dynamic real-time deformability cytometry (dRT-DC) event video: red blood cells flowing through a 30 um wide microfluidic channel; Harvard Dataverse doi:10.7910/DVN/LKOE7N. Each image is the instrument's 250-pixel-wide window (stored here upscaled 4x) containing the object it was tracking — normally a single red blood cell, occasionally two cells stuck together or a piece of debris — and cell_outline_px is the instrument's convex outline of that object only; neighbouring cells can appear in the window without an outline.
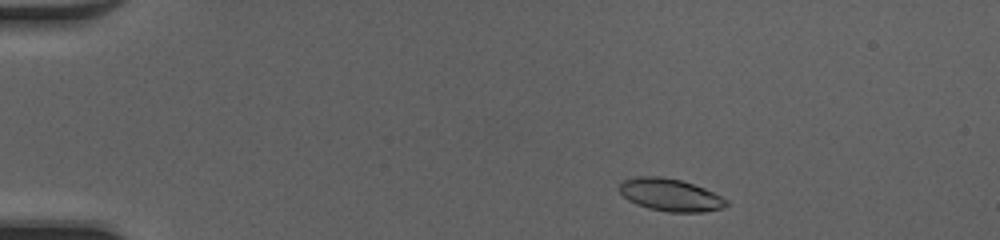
{"species": "common noctule bat (a hibernating species)", "species_latin": "Nyctalus noctula", "temperature_condition": "cold", "stored_images_in_passage": 44, "camera_frame_rate_fps": 3000, "um_per_image_px": 0.085, "animal": {"sex": "female", "body_mass_g": 20.0, "forearm_length_mm": 54.0}, "frame": {"image": 1, "passage_image": 3, "time_ms": 0.667, "image_size_px": [1000, 240], "cell_outline_px": [[728, 204], [720, 208], [704, 212], [668, 212], [648, 208], [636, 204], [628, 200], [620, 192], [620, 184], [624, 180], [636, 176], [660, 176], [680, 180], [704, 188], [728, 200]], "centroid_in_image_um": [56.95, 16.57], "position_along_channel_um": 28.0, "area_um2": 20.06}}
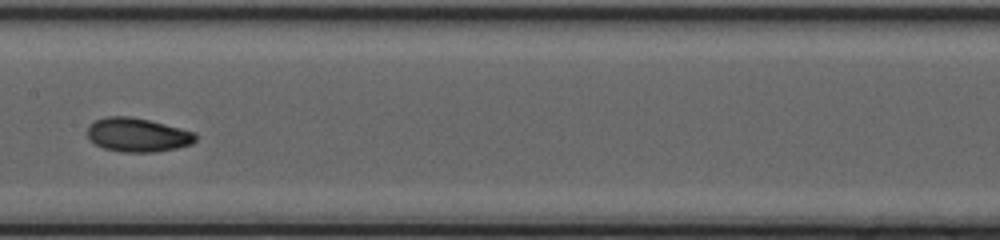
{"frame": {"image": 2, "passage_image": 21, "time_ms": 6.667, "image_size_px": [1000, 240], "cell_outline_px": [[196, 140], [192, 144], [176, 148], [152, 152], [120, 152], [104, 148], [96, 144], [88, 136], [88, 124], [104, 116], [128, 116], [148, 120], [196, 132]], "centroid_in_image_um": [11.69, 11.46], "position_along_channel_um": 195.7, "area_um2": 21.27}}
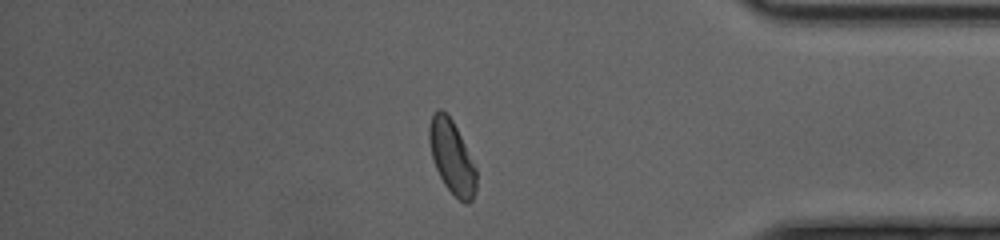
{"frame": {"image": 3, "passage_image": 37, "time_ms": 12.0, "image_size_px": [1000, 240], "cell_outline_px": [[476, 188], [472, 200], [468, 204], [464, 204], [444, 184], [436, 168], [432, 156], [428, 140], [428, 128], [432, 112], [436, 108], [440, 108], [452, 120], [476, 168]], "centroid_in_image_um": [38.38, 13.33], "position_along_channel_um": 396.8, "area_um2": 19.88}, "authors_computed_cell_mechanics": {"area_um2": 20.4323, "velocity_mm_per_s": 4.2113, "shape_relaxation_time_tau1_ms": 2.7011, "shape_relaxation_time_tau2_ms": 1.3015, "deformation_change_tau1": 0.133, "deformation_change_tau2": 0.0583}}